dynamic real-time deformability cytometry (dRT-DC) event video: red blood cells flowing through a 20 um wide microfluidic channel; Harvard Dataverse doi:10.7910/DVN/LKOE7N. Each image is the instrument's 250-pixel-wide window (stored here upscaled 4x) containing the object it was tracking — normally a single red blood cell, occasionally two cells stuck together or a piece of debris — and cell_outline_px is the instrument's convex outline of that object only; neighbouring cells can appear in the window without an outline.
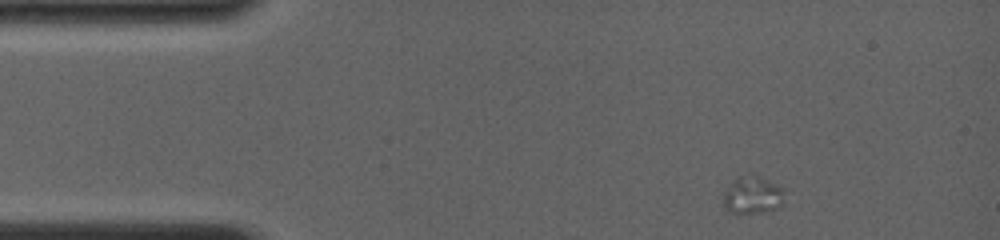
{"species": "common noctule bat (a hibernating species)", "species_latin": "Nyctalus noctula", "temperature_condition": "room temperature", "stored_images_in_passage": 10, "camera_frame_rate_fps": 4000, "um_per_image_px": 0.085, "animal": {"sex": "female", "body_mass_g": 19.0, "forearm_length_mm": 56.7}, "frame": {"image": 1, "passage_image": 1, "time_ms": 0.0, "image_size_px": [1000, 240], "cell_outline_px": [[784, 204], [780, 208], [760, 212], [736, 216], [724, 208], [724, 192], [732, 180], [740, 176], [760, 176], [784, 188]], "centroid_in_image_um": [63.98, 16.63], "position_along_channel_um": 21.0, "area_um2": 13.76}}